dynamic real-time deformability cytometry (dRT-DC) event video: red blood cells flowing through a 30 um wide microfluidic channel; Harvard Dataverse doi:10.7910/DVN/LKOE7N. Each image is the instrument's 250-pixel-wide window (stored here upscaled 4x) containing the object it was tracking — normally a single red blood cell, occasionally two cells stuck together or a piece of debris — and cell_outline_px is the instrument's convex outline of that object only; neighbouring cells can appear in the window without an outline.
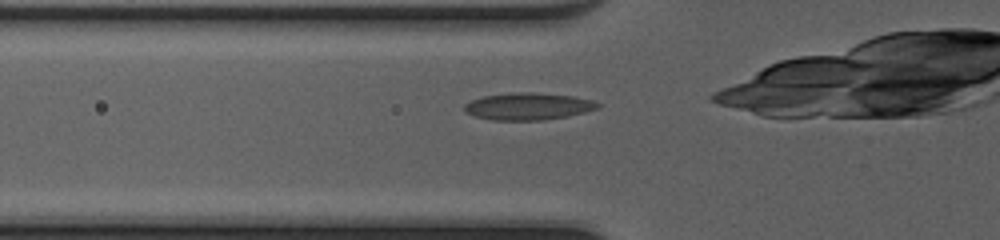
{"species": "common noctule bat (a hibernating species)", "species_latin": "Nyctalus noctula", "temperature_condition": "cold", "stored_images_in_passage": 34, "camera_frame_rate_fps": 3000, "um_per_image_px": 0.085, "animal": {"sex": "female", "body_mass_g": 20.0, "forearm_length_mm": 54.0}, "frame": {"image": 1, "passage_image": 3, "time_ms": 0.667, "image_size_px": [1000, 240], "cell_outline_px": [[600, 108], [568, 116], [544, 120], [492, 120], [476, 116], [464, 112], [464, 104], [472, 100], [484, 96], [512, 92], [528, 92], [572, 96], [592, 100], [600, 104]], "centroid_in_image_um": [44.88, 9.04], "position_along_channel_um": 80.9, "area_um2": 20.98}}
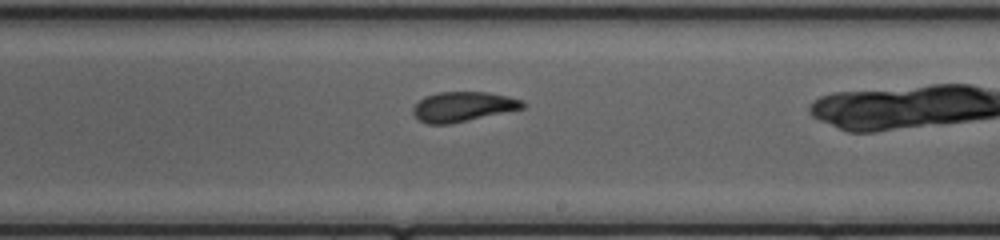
{"frame": {"image": 2, "passage_image": 15, "time_ms": 4.667, "image_size_px": [1000, 240], "cell_outline_px": [[524, 108], [448, 124], [428, 124], [420, 120], [412, 112], [412, 108], [424, 96], [436, 92], [488, 92], [508, 96], [524, 100]], "centroid_in_image_um": [39.34, 9.05], "position_along_channel_um": 249.7, "area_um2": 18.9}}
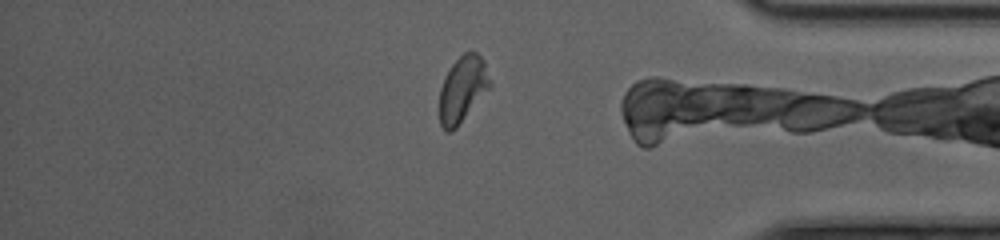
{"frame": {"image": 3, "passage_image": 27, "time_ms": 8.667, "image_size_px": [1000, 240], "cell_outline_px": [[492, 84], [456, 128], [452, 132], [444, 132], [440, 124], [440, 88], [452, 64], [464, 52], [476, 52], [484, 60]], "centroid_in_image_um": [39.32, 7.59], "position_along_channel_um": 395.9, "area_um2": 19.13}, "authors_computed_cell_mechanics": {"area_um2": 19.2763, "velocity_mm_per_s": 4.1996, "shape_relaxation_time_tau1_ms": 3.7184, "shape_relaxation_time_tau2_ms": 2.0083, "deformation_change_tau1": 0.1393, "deformation_change_tau2": 0.0821}}